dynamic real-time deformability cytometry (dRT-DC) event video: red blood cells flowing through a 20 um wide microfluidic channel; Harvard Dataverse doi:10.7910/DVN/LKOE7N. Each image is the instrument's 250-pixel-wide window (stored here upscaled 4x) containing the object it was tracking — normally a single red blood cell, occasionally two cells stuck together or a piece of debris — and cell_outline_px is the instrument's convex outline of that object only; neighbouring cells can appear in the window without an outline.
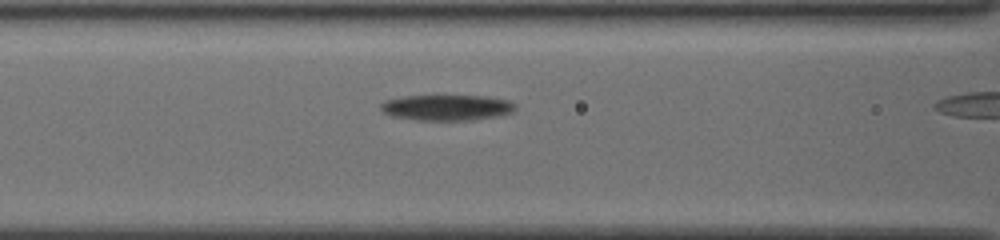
{"species": "common noctule bat (a hibernating species)", "species_latin": "Nyctalus noctula", "temperature_condition": "cold", "stored_images_in_passage": 6, "camera_frame_rate_fps": 3000, "um_per_image_px": 0.085, "animal": {"sex": "female", "body_mass_g": 19.5, "forearm_length_mm": 54.1}, "frame": {"image": 1, "passage_image": 4, "time_ms": 1.0, "image_size_px": [1000, 240], "cell_outline_px": [[516, 108], [512, 112], [496, 116], [472, 120], [420, 120], [396, 116], [384, 112], [380, 108], [380, 104], [388, 100], [404, 96], [484, 96], [508, 100], [516, 104]], "centroid_in_image_um": [38.02, 9.14], "position_along_channel_um": 128.6, "area_um2": 19.83}}